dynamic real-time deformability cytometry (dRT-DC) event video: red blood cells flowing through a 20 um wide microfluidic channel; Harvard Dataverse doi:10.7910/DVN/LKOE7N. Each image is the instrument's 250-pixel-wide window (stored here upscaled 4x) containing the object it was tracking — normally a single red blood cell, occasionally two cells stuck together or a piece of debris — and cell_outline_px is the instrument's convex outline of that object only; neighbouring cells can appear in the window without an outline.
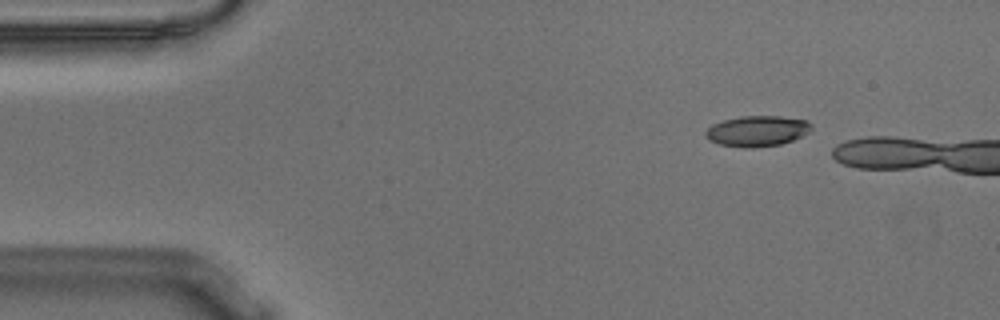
{"species": "Egyptian fruit bat (a non-hibernating species)", "species_latin": "Rousettus aegyptiacus", "temperature_condition": "warm", "stored_images_in_passage": 10, "camera_frame_rate_fps": 3000, "um_per_image_px": 0.085, "animal": {"sex": "male"}, "frame": {"image": 1, "passage_image": 2, "time_ms": 0.333, "image_size_px": [1000, 320], "cell_outline_px": [[812, 128], [808, 132], [792, 140], [780, 144], [744, 148], [720, 144], [708, 140], [704, 136], [704, 132], [712, 124], [724, 120], [740, 116], [780, 116], [808, 120], [812, 124]], "centroid_in_image_um": [64.34, 11.12], "position_along_channel_um": 20.7, "area_um2": 18.84}}